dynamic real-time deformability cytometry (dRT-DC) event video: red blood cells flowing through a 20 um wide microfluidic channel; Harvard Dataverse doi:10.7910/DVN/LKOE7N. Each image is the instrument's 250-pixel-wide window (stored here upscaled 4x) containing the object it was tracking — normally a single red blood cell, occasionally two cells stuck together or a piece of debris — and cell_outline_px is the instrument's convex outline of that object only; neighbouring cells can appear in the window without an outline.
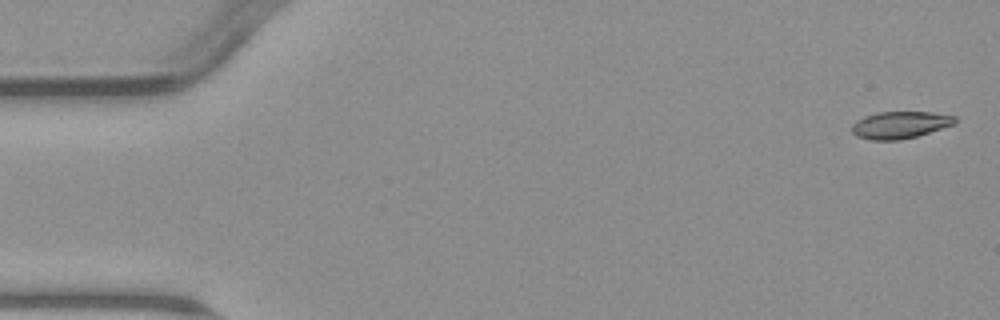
{"species": "common noctule bat (a hibernating species)", "species_latin": "Nyctalus noctula", "temperature_condition": "warm", "stored_images_in_passage": 4, "camera_frame_rate_fps": 3000, "um_per_image_px": 0.085, "animal": {"sex": "male", "body_mass_g": 23.1, "forearm_length_mm": 52.7}, "frame": {"image": 1, "passage_image": 1, "time_ms": 0.0, "image_size_px": [1000, 320], "cell_outline_px": [[956, 124], [916, 136], [900, 140], [872, 140], [856, 136], [852, 132], [852, 124], [856, 120], [864, 116], [880, 112], [932, 112], [956, 116]], "centroid_in_image_um": [76.5, 10.61], "position_along_channel_um": 8.5, "area_um2": 16.3}}
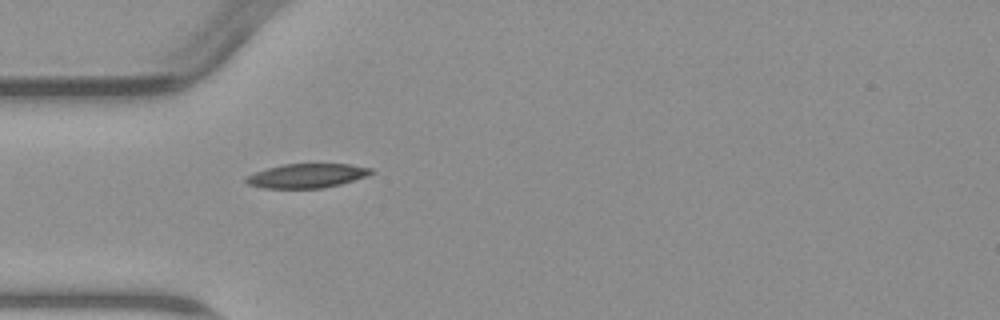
{"frame": {"image": 2, "passage_image": 4, "time_ms": 5.0, "image_size_px": [1000, 320], "cell_outline_px": [[372, 172], [368, 176], [340, 184], [324, 188], [264, 188], [248, 184], [244, 180], [244, 176], [268, 168], [284, 164], [352, 164], [372, 168]], "centroid_in_image_um": [26.08, 14.94], "position_along_channel_um": 58.9, "area_um2": 17.63}}